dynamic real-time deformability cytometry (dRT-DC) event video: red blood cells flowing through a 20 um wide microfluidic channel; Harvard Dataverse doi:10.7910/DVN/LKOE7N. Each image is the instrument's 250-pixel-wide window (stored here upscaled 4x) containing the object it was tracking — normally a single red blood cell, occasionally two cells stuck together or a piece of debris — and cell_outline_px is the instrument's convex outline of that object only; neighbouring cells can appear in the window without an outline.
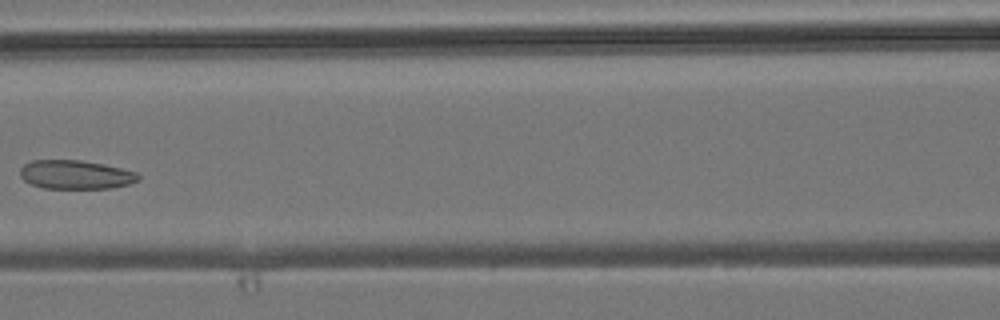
{"species": "common noctule bat (a hibernating species)", "species_latin": "Nyctalus noctula", "temperature_condition": "room temperature", "stored_images_in_passage": 6, "camera_frame_rate_fps": 3000, "um_per_image_px": 0.085, "animal": {"sex": "male", "body_mass_g": 19.2, "forearm_length_mm": 51.8}, "frame": {"image": 1, "passage_image": 6, "time_ms": 6.0, "image_size_px": [1000, 320], "cell_outline_px": [[140, 180], [128, 184], [112, 188], [44, 188], [32, 184], [24, 180], [20, 176], [20, 168], [24, 164], [32, 160], [80, 160], [104, 164], [136, 172], [140, 176]], "centroid_in_image_um": [6.43, 14.84], "position_along_channel_um": 160.2, "area_um2": 19.83}}